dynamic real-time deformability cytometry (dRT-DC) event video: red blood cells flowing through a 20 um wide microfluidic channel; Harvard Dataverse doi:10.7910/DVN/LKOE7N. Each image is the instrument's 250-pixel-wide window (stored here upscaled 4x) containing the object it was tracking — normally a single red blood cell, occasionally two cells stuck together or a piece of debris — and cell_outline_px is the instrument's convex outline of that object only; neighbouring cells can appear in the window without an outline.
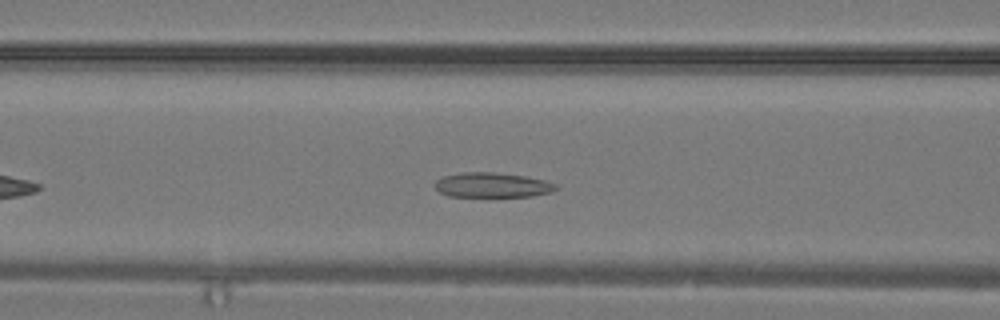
{"species": "common noctule bat (a hibernating species)", "species_latin": "Nyctalus noctula", "temperature_condition": "warm", "stored_images_in_passage": 20, "camera_frame_rate_fps": 3000, "um_per_image_px": 0.085, "animal": {"sex": "male", "body_mass_g": 19.2, "forearm_length_mm": 51.8}, "frame": {"image": 1, "passage_image": 4, "time_ms": 1.0, "image_size_px": [1000, 320], "cell_outline_px": [[560, 188], [552, 192], [532, 196], [448, 196], [440, 192], [436, 188], [436, 180], [444, 176], [460, 172], [492, 172], [524, 176], [544, 180], [556, 184]], "centroid_in_image_um": [41.87, 15.72], "position_along_channel_um": 124.7, "area_um2": 17.4}}
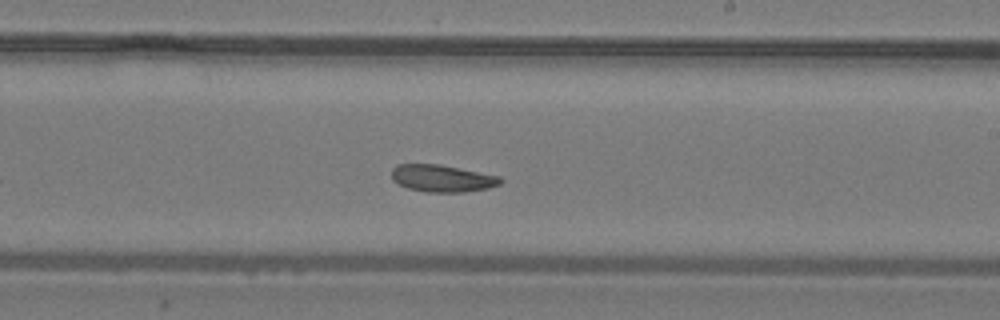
{"frame": {"image": 2, "passage_image": 10, "time_ms": 3.0, "image_size_px": [1000, 320], "cell_outline_px": [[504, 180], [500, 184], [488, 188], [464, 192], [428, 192], [408, 188], [392, 180], [392, 168], [396, 164], [440, 164], [500, 176]], "centroid_in_image_um": [37.6, 15.15], "position_along_channel_um": 251.4, "area_um2": 17.22}}
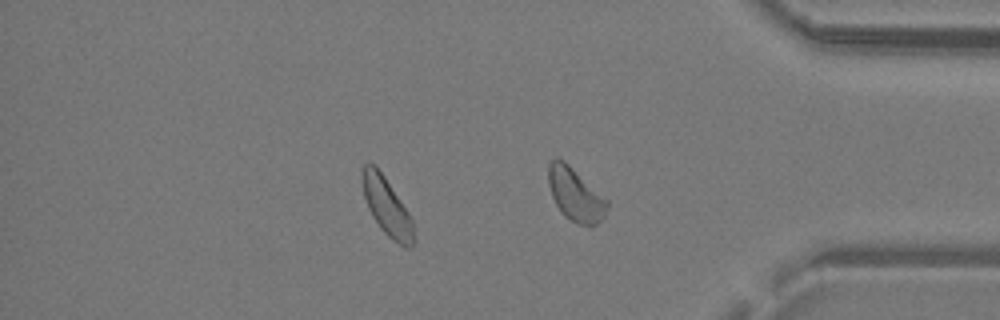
{"frame": {"image": 3, "passage_image": 17, "time_ms": 5.333, "image_size_px": [1000, 320], "cell_outline_px": [[416, 240], [408, 248], [404, 248], [392, 240], [380, 228], [372, 216], [368, 208], [364, 196], [360, 180], [360, 168], [364, 164], [376, 164], [408, 212], [412, 220]], "centroid_in_image_um": [32.85, 17.55], "position_along_channel_um": 402.3, "area_um2": 17.57}}